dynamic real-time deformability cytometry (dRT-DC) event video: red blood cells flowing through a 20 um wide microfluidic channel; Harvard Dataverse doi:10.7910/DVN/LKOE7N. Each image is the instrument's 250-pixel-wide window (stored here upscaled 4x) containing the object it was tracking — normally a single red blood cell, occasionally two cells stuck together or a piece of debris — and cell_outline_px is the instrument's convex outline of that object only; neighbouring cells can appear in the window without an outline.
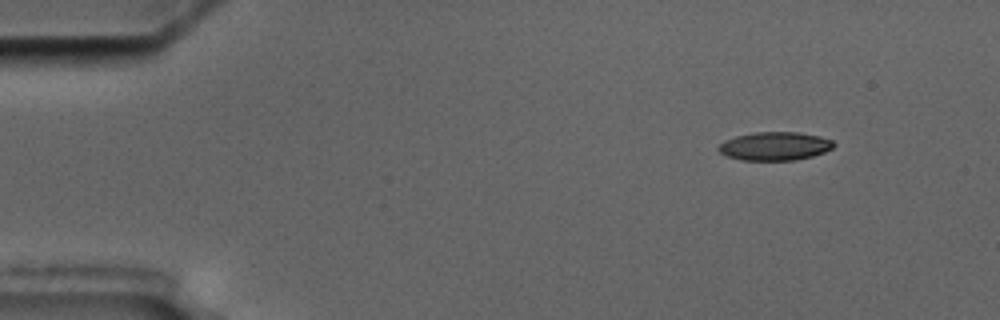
{"species": "common noctule bat (a hibernating species)", "species_latin": "Nyctalus noctula", "temperature_condition": "cold", "stored_images_in_passage": 4, "camera_frame_rate_fps": 3000, "um_per_image_px": 0.085, "animal": {"sex": "male", "body_mass_g": 17.5, "forearm_length_mm": 52.3}, "frame": {"image": 1, "passage_image": 1, "time_ms": 0.0, "image_size_px": [1000, 320], "cell_outline_px": [[836, 144], [832, 148], [824, 152], [812, 156], [796, 160], [740, 160], [728, 156], [720, 152], [716, 148], [724, 140], [736, 136], [756, 132], [796, 132], [820, 136], [832, 140]], "centroid_in_image_um": [65.86, 12.42], "position_along_channel_um": 19.1, "area_um2": 19.07}}
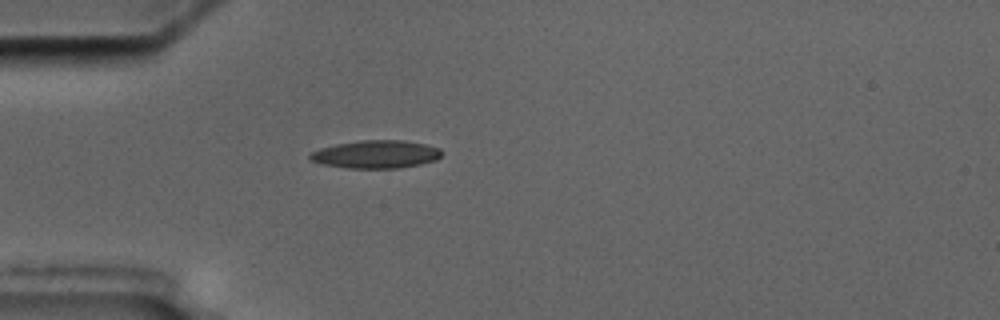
{"frame": {"image": 2, "passage_image": 4, "time_ms": 3.333, "image_size_px": [1000, 320], "cell_outline_px": [[444, 152], [436, 160], [420, 164], [396, 168], [348, 168], [324, 164], [312, 160], [308, 156], [312, 152], [320, 148], [336, 144], [360, 140], [404, 140], [424, 144], [440, 148]], "centroid_in_image_um": [31.99, 13.1], "position_along_channel_um": 53.0, "area_um2": 21.33}}